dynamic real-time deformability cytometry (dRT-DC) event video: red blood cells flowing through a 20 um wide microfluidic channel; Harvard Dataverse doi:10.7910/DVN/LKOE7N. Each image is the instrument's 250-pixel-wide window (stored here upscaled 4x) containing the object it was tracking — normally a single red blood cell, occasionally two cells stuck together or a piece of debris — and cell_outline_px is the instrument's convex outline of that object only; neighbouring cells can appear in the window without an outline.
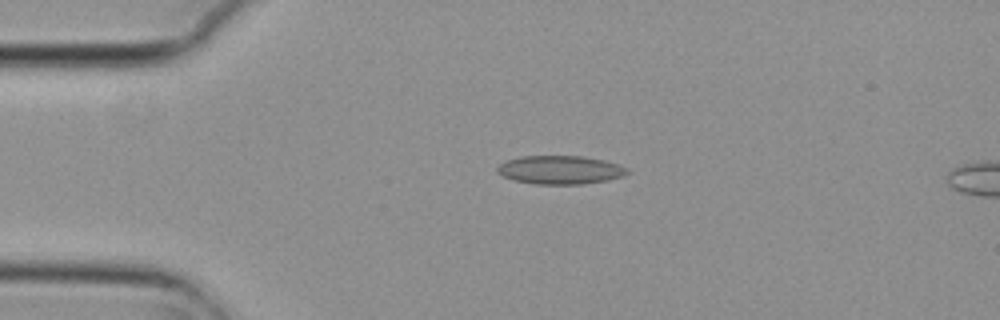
{"species": "common noctule bat (a hibernating species)", "species_latin": "Nyctalus noctula", "temperature_condition": "cold", "stored_images_in_passage": 4, "camera_frame_rate_fps": 3000, "um_per_image_px": 0.085, "animal": {"sex": "female", "body_mass_g": 29.2, "forearm_length_mm": 56.3}, "frame": {"image": 1, "passage_image": 2, "time_ms": 0.333, "image_size_px": [1000, 320], "cell_outline_px": [[628, 172], [624, 176], [608, 180], [580, 184], [536, 184], [512, 180], [496, 172], [496, 168], [500, 164], [508, 160], [520, 156], [580, 156], [604, 160], [620, 164], [628, 168]], "centroid_in_image_um": [47.62, 14.44], "position_along_channel_um": 37.4, "area_um2": 21.62}}